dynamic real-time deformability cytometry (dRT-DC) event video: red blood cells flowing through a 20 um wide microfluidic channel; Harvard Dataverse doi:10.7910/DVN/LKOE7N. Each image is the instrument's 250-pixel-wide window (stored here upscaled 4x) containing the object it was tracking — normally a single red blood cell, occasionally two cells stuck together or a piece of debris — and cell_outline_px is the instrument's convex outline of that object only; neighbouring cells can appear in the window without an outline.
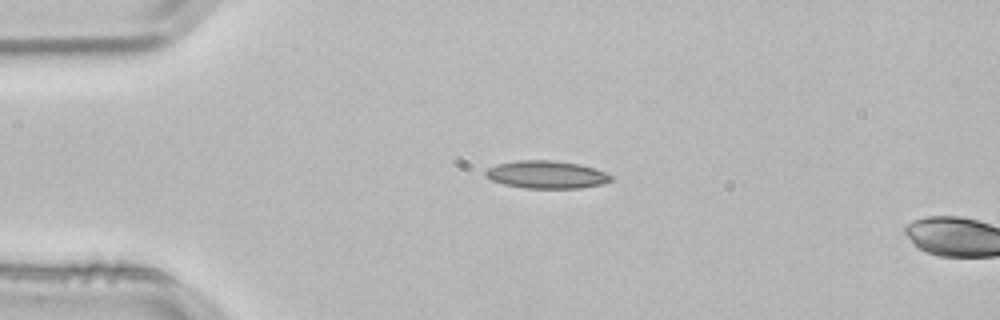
{"species": "common noctule bat (a hibernating species)", "species_latin": "Nyctalus noctula", "temperature_condition": "room temperature", "stored_images_in_passage": 3, "camera_frame_rate_fps": 3000, "um_per_image_px": 0.085, "animal": {"sex": "male", "body_mass_g": 21.5, "forearm_length_mm": 52.0}, "frame": {"image": 1, "passage_image": 2, "time_ms": 0.333, "image_size_px": [1000, 320], "cell_outline_px": [[612, 180], [604, 184], [580, 188], [524, 188], [504, 184], [492, 180], [484, 176], [484, 172], [488, 168], [496, 164], [516, 160], [552, 160], [580, 164], [604, 172], [612, 176]], "centroid_in_image_um": [46.43, 14.84], "position_along_channel_um": 38.6, "area_um2": 20.29}}